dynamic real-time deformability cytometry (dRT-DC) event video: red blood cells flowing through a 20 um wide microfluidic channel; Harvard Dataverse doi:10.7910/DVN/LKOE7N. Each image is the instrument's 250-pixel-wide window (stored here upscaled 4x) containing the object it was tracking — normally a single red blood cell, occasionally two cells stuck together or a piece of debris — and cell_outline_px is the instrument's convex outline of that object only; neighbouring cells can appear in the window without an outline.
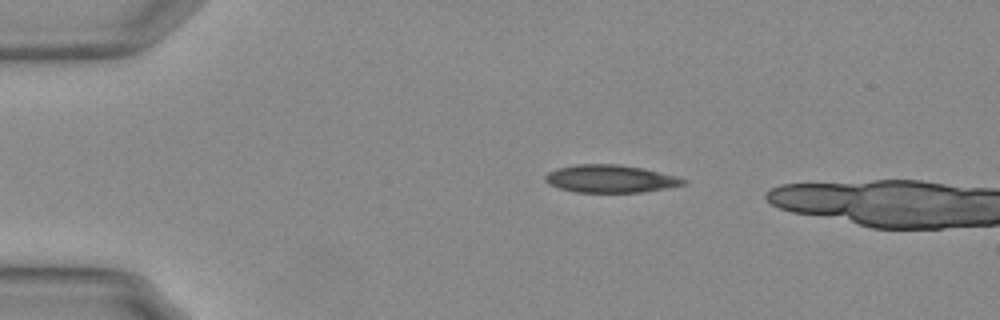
{"species": "Egyptian fruit bat (a non-hibernating species)", "species_latin": "Rousettus aegyptiacus", "temperature_condition": "warm", "stored_images_in_passage": 39, "camera_frame_rate_fps": 3000, "um_per_image_px": 0.085, "animal": {"sex": "female"}, "frame": {"image": 1, "passage_image": 1, "time_ms": 0.0, "image_size_px": [1000, 320], "cell_outline_px": [[688, 180], [684, 184], [664, 188], [640, 192], [576, 192], [560, 188], [544, 180], [544, 176], [548, 172], [556, 168], [576, 164], [620, 164], [640, 168], [676, 176]], "centroid_in_image_um": [51.84, 15.18], "position_along_channel_um": 33.2, "area_um2": 21.96}}
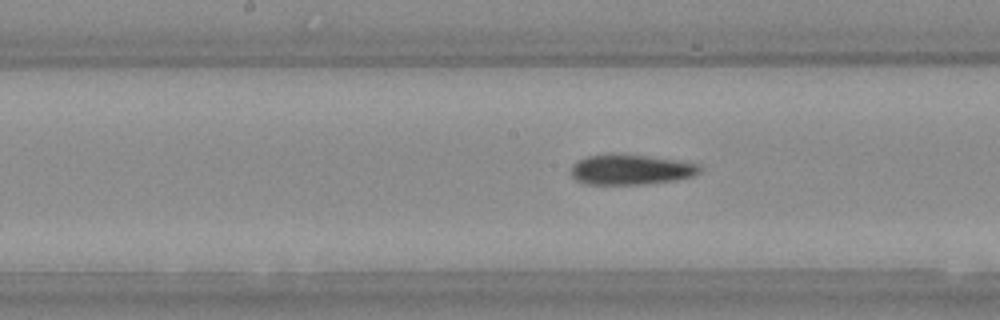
{"frame": {"image": 2, "passage_image": 18, "time_ms": 5.667, "image_size_px": [1000, 320], "cell_outline_px": [[700, 172], [692, 176], [676, 180], [640, 184], [584, 184], [576, 180], [572, 176], [572, 164], [576, 160], [588, 156], [608, 152], [612, 152], [676, 160], [700, 164]], "centroid_in_image_um": [53.56, 14.4], "position_along_channel_um": 194.6, "area_um2": 22.83}}
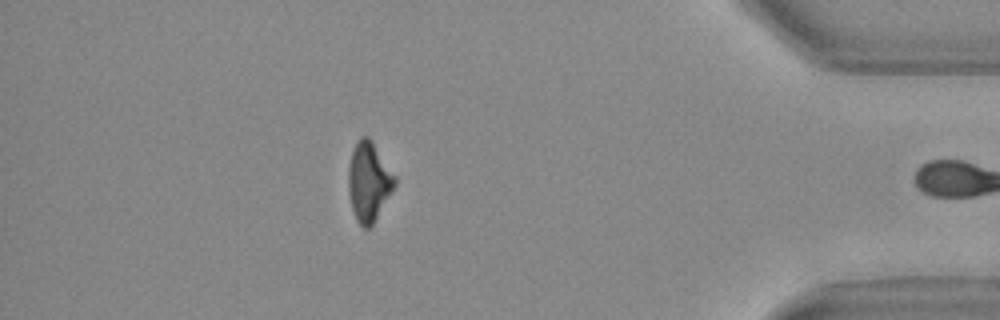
{"frame": {"image": 3, "passage_image": 38, "time_ms": 12.333, "image_size_px": [1000, 320], "cell_outline_px": [[396, 184], [372, 224], [368, 228], [364, 228], [356, 220], [352, 208], [348, 192], [348, 168], [352, 148], [360, 136], [368, 136], [372, 140], [396, 176]], "centroid_in_image_um": [31.33, 15.39], "position_along_channel_um": 403.9, "area_um2": 21.39}, "authors_computed_cell_mechanics": {"area_um2": 22.7732, "velocity_mm_per_s": 3.7657, "shape_relaxation_time_tau1_ms": null, "shape_relaxation_time_tau2_ms": 9.281, "deformation_change_tau1": null, "deformation_change_tau2": 0.1885}}